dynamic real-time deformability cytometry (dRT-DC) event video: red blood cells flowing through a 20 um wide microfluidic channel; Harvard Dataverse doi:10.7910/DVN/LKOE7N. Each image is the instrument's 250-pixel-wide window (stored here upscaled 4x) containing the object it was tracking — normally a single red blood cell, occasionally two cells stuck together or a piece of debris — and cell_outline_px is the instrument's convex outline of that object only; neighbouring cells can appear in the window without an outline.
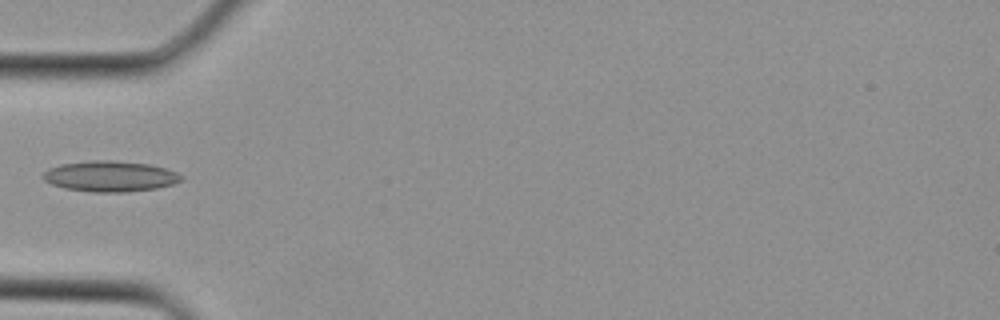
{"species": "Egyptian fruit bat (a non-hibernating species)", "species_latin": "Rousettus aegyptiacus", "temperature_condition": "cold", "stored_images_in_passage": 4, "camera_frame_rate_fps": 3000, "um_per_image_px": 0.085, "animal": {"sex": "female"}, "frame": {"image": 1, "passage_image": 4, "time_ms": 1.0, "image_size_px": [1000, 320], "cell_outline_px": [[184, 180], [172, 184], [156, 188], [128, 192], [92, 192], [64, 188], [52, 184], [44, 180], [40, 176], [48, 168], [60, 164], [92, 160], [112, 160], [148, 164], [164, 168], [176, 172], [184, 176]], "centroid_in_image_um": [9.35, 14.98], "position_along_channel_um": 75.7, "area_um2": 24.85}}